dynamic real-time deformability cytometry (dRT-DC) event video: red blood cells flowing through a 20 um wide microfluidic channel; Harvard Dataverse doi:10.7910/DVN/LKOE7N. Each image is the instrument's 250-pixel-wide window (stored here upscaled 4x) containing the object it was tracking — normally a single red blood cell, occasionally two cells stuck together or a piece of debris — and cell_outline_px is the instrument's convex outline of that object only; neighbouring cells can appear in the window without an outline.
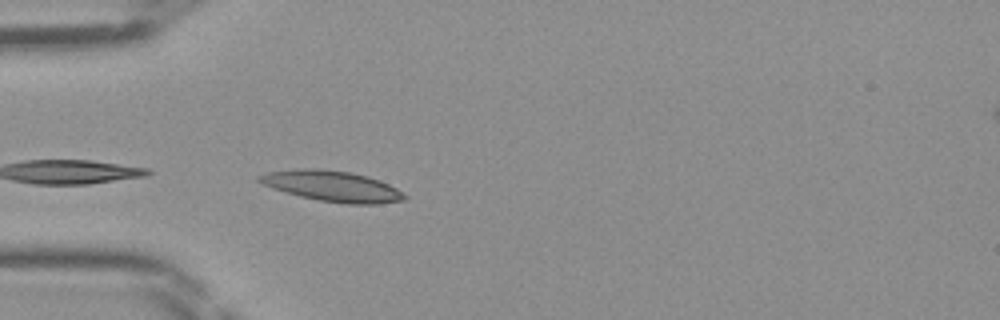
{"species": "Egyptian fruit bat (a non-hibernating species)", "species_latin": "Rousettus aegyptiacus", "temperature_condition": "room temperature", "stored_images_in_passage": 13, "camera_frame_rate_fps": 3000, "um_per_image_px": 0.085, "frame": {"image": 1, "passage_image": 1, "time_ms": 0.0, "image_size_px": [1000, 320], "cell_outline_px": [[408, 200], [380, 204], [344, 204], [320, 200], [300, 196], [272, 188], [260, 184], [256, 180], [256, 176], [264, 172], [296, 168], [320, 168], [352, 172], [368, 176], [380, 180], [396, 188], [408, 196]], "centroid_in_image_um": [28.22, 15.81], "position_along_channel_um": 56.8, "area_um2": 26.53}}